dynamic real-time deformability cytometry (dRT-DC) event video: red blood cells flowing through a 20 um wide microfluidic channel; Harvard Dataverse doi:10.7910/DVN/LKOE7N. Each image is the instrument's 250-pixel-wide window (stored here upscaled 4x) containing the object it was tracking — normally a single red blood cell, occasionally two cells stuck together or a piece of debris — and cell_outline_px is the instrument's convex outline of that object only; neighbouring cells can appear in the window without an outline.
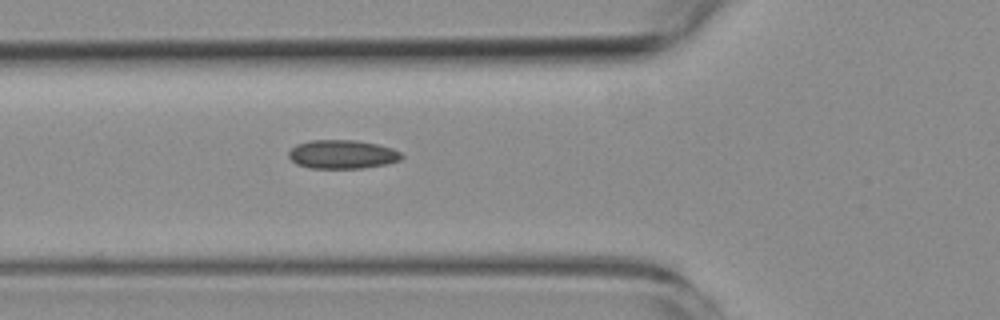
{"species": "common noctule bat (a hibernating species)", "species_latin": "Nyctalus noctula", "temperature_condition": "room temperature", "stored_images_in_passage": 2, "camera_frame_rate_fps": 3000, "um_per_image_px": 0.085, "animal": {"sex": "female", "body_mass_g": 19.3, "forearm_length_mm": 54.1}, "frame": {"image": 1, "passage_image": 2, "time_ms": 1.0, "image_size_px": [1000, 320], "cell_outline_px": [[404, 156], [400, 160], [388, 164], [360, 168], [308, 168], [296, 164], [288, 156], [288, 152], [296, 144], [312, 140], [356, 140], [376, 144], [392, 148], [400, 152]], "centroid_in_image_um": [29.09, 13.12], "position_along_channel_um": 96.7, "area_um2": 18.96}}